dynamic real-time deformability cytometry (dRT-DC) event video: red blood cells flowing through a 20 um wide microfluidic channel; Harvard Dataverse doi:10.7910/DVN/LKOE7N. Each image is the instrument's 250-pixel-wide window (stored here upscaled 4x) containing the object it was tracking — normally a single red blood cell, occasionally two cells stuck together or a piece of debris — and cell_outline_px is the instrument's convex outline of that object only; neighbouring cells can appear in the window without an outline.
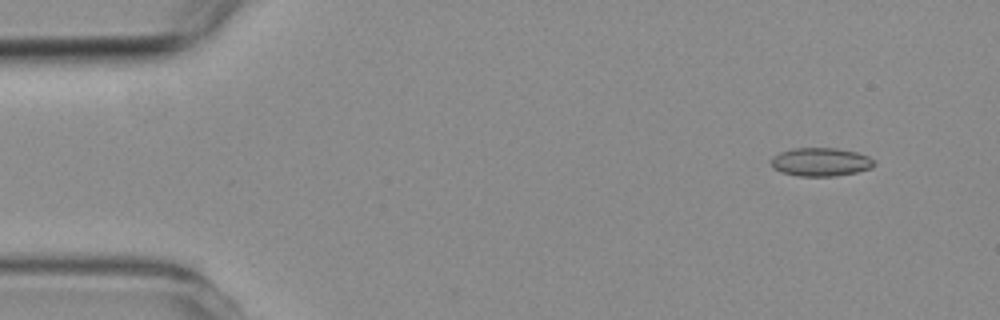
{"species": "common noctule bat (a hibernating species)", "species_latin": "Nyctalus noctula", "temperature_condition": "room temperature", "stored_images_in_passage": 8, "camera_frame_rate_fps": 3000, "um_per_image_px": 0.085, "animal": {"sex": "female", "body_mass_g": 19.3, "forearm_length_mm": 54.1}, "frame": {"image": 1, "passage_image": 2, "time_ms": 1.0, "image_size_px": [1000, 320], "cell_outline_px": [[876, 164], [872, 168], [856, 172], [836, 176], [800, 176], [780, 172], [772, 168], [772, 156], [780, 152], [792, 148], [836, 148], [856, 152], [868, 156], [876, 160]], "centroid_in_image_um": [69.77, 13.77], "position_along_channel_um": 15.2, "area_um2": 17.22}}
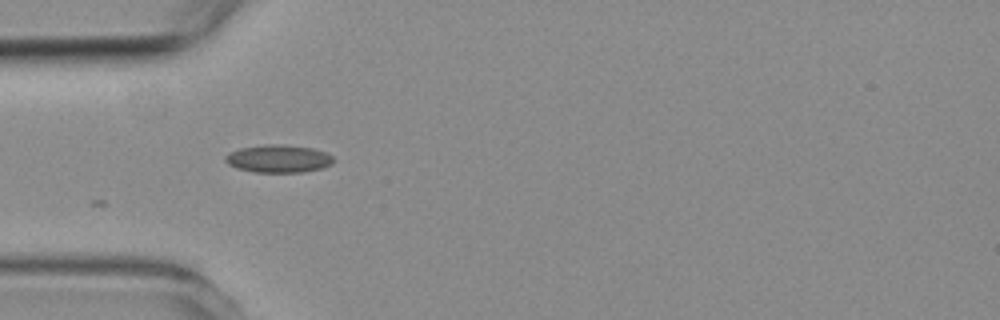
{"frame": {"image": 2, "passage_image": 5, "time_ms": 4.667, "image_size_px": [1000, 320], "cell_outline_px": [[336, 160], [332, 164], [324, 168], [304, 172], [256, 172], [236, 168], [228, 164], [224, 160], [224, 156], [228, 152], [240, 148], [268, 144], [276, 144], [312, 148], [324, 152], [332, 156]], "centroid_in_image_um": [23.66, 13.5], "position_along_channel_um": 61.3, "area_um2": 17.57}}
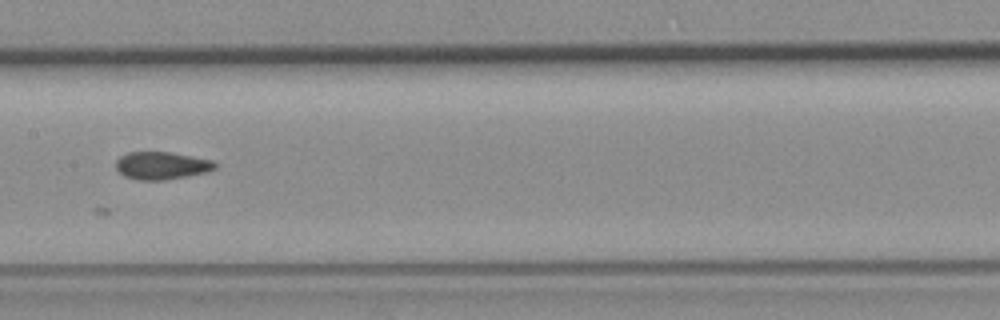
{"frame": {"image": 3, "passage_image": 8, "time_ms": 8.0, "image_size_px": [1000, 320], "cell_outline_px": [[216, 168], [204, 172], [188, 176], [164, 180], [140, 180], [124, 176], [116, 168], [116, 160], [120, 156], [128, 152], [168, 152], [212, 160], [216, 164]], "centroid_in_image_um": [13.71, 14.07], "position_along_channel_um": 193.7, "area_um2": 15.78}}